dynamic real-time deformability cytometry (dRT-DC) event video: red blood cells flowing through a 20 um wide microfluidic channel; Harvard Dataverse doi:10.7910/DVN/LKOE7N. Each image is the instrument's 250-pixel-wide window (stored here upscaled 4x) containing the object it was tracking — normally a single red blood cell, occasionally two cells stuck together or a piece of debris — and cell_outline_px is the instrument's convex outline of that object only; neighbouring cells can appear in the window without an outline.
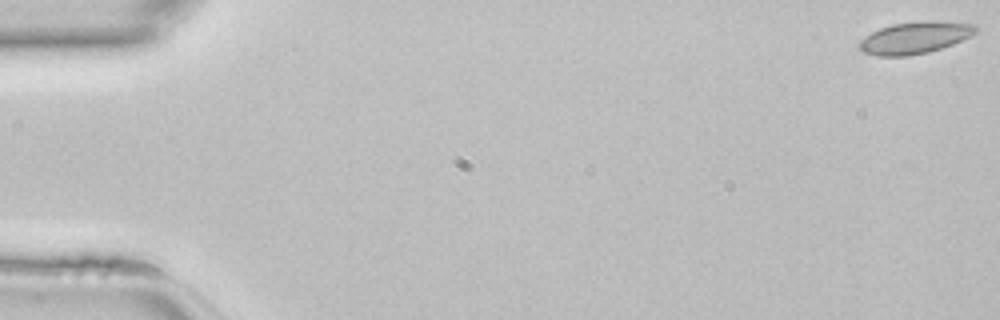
{"species": "common noctule bat (a hibernating species)", "species_latin": "Nyctalus noctula", "temperature_condition": "room temperature", "stored_images_in_passage": 47, "camera_frame_rate_fps": 3000, "um_per_image_px": 0.085, "animal": {"sex": "female", "body_mass_g": 22.7, "forearm_length_mm": 54.2}, "frame": {"image": 1, "passage_image": 1, "time_ms": 0.0, "image_size_px": [1000, 320], "cell_outline_px": [[980, 28], [976, 32], [952, 44], [928, 52], [908, 56], [876, 56], [864, 52], [860, 48], [860, 40], [872, 32], [880, 28], [892, 24], [924, 20], [936, 20], [976, 24]], "centroid_in_image_um": [77.79, 3.19], "position_along_channel_um": 7.2, "area_um2": 21.62}}
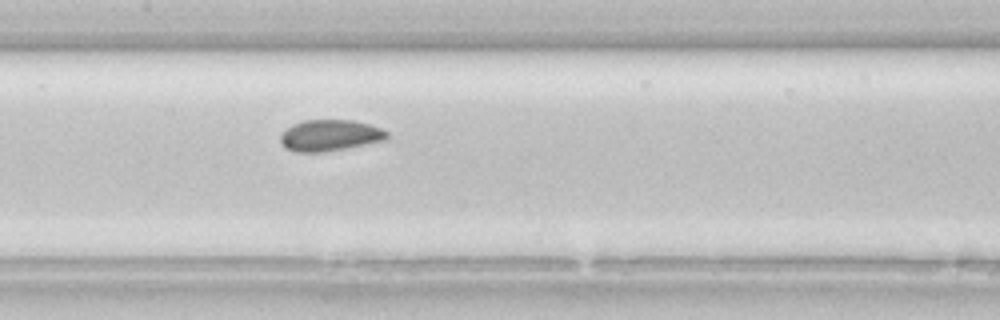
{"frame": {"image": 2, "passage_image": 23, "time_ms": 7.333, "image_size_px": [1000, 320], "cell_outline_px": [[388, 140], [324, 152], [296, 152], [288, 148], [280, 140], [280, 136], [292, 124], [304, 120], [356, 120], [380, 128], [388, 132]], "centroid_in_image_um": [28.09, 11.5], "position_along_channel_um": 179.3, "area_um2": 19.31}}
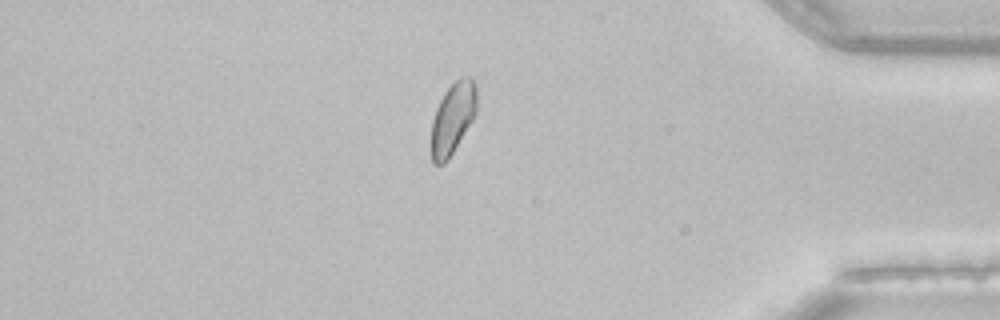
{"frame": {"image": 3, "passage_image": 40, "time_ms": 13.0, "image_size_px": [1000, 320], "cell_outline_px": [[476, 112], [472, 120], [448, 160], [444, 164], [432, 164], [432, 120], [436, 108], [444, 92], [460, 76], [472, 76], [476, 84]], "centroid_in_image_um": [38.49, 10.02], "position_along_channel_um": 396.7, "area_um2": 18.84}}